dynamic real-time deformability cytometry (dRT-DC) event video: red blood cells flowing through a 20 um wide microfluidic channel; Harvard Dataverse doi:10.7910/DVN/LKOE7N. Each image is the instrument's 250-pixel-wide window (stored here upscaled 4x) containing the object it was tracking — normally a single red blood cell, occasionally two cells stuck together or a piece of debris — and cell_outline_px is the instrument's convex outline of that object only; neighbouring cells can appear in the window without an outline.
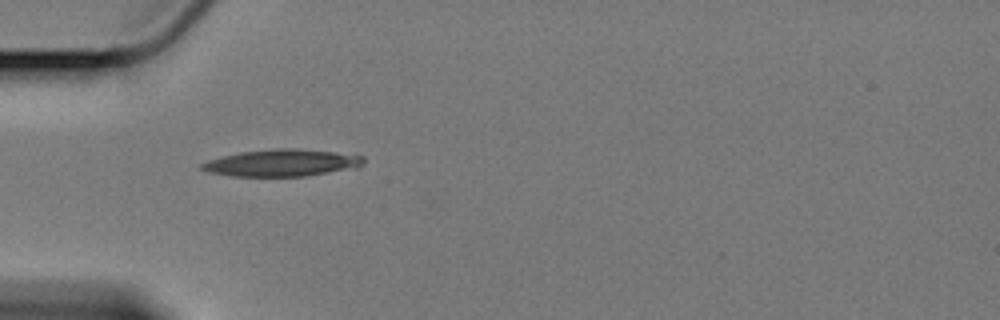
{"species": "Egyptian fruit bat (a non-hibernating species)", "species_latin": "Rousettus aegyptiacus", "temperature_condition": "cold", "stored_images_in_passage": 9, "camera_frame_rate_fps": 3000, "um_per_image_px": 0.085, "animal": {"sex": "female"}, "frame": {"image": 1, "passage_image": 1, "time_ms": 0.0, "image_size_px": [1000, 320], "cell_outline_px": [[364, 164], [360, 168], [304, 176], [232, 176], [208, 172], [200, 168], [200, 164], [208, 160], [220, 156], [240, 152], [276, 148], [296, 148], [332, 152], [364, 156]], "centroid_in_image_um": [23.97, 13.84], "position_along_channel_um": 61.0, "area_um2": 25.61}}